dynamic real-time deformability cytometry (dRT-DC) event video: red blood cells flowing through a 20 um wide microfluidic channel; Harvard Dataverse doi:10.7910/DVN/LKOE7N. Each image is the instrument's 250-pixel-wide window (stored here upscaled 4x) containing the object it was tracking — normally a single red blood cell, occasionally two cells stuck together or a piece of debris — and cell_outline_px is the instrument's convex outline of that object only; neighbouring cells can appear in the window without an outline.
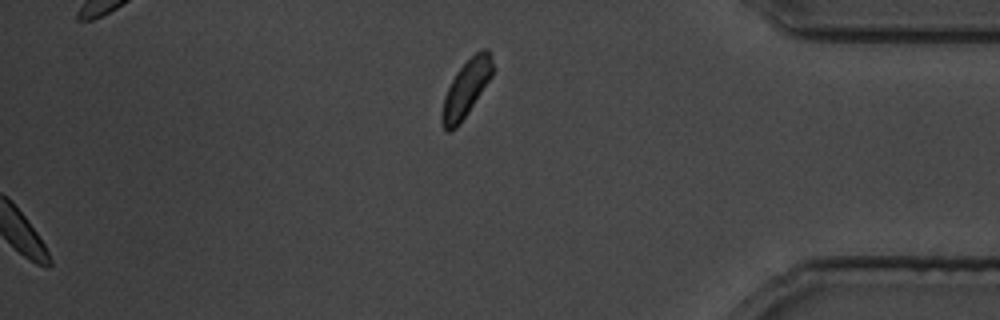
{"species": "common noctule bat (a hibernating species)", "species_latin": "Nyctalus noctula", "temperature_condition": "cold", "stored_images_in_passage": 94, "segment_of_instrument_passage": [2, 2], "camera_frame_rate_fps": 3000, "um_per_image_px": 0.085, "animal": {"sex": "male", "body_mass_g": 19.5, "forearm_length_mm": 54.6}, "frame": {"image": 1, "passage_image": 94, "time_ms": 31.0, "image_size_px": [1000, 320], "cell_outline_px": [[496, 68], [492, 76], [460, 124], [452, 132], [448, 132], [444, 128], [440, 120], [440, 116], [444, 96], [456, 72], [480, 48], [488, 48]], "centroid_in_image_um": [39.64, 7.52], "position_along_channel_um": 395.6, "area_um2": 16.88}}